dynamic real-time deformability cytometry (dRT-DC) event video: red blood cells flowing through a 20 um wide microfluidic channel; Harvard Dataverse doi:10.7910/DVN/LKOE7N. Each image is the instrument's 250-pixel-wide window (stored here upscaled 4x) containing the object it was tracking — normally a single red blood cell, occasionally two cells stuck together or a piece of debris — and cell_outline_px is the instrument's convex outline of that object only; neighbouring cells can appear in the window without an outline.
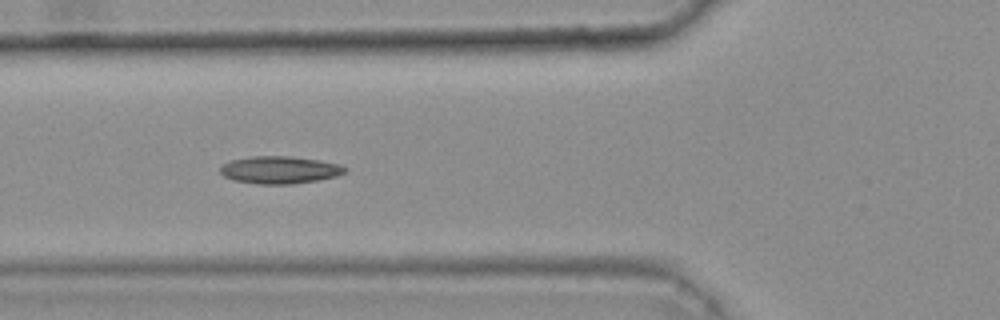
{"species": "common noctule bat (a hibernating species)", "species_latin": "Nyctalus noctula", "temperature_condition": "warm", "stored_images_in_passage": 46, "camera_frame_rate_fps": 3000, "um_per_image_px": 0.085, "animal": {"sex": "female", "body_mass_g": 25.1}, "frame": {"image": 1, "passage_image": 20, "time_ms": 6.333, "image_size_px": [1000, 320], "cell_outline_px": [[348, 172], [336, 176], [316, 180], [292, 184], [256, 184], [236, 180], [224, 176], [220, 172], [220, 164], [228, 160], [252, 156], [292, 156], [320, 160], [340, 164], [348, 168]], "centroid_in_image_um": [23.77, 14.43], "position_along_channel_um": 102.0, "area_um2": 20.17}, "authors_computed_cell_mechanics": {"area_um2": 19.1607, "velocity_mm_per_s": 3.8182, "shape_relaxation_time_tau1_ms": 9.0477, "shape_relaxation_time_tau2_ms": 2.524, "deformation_change_tau1": 0.2085, "deformation_change_tau2": 0.0921}}